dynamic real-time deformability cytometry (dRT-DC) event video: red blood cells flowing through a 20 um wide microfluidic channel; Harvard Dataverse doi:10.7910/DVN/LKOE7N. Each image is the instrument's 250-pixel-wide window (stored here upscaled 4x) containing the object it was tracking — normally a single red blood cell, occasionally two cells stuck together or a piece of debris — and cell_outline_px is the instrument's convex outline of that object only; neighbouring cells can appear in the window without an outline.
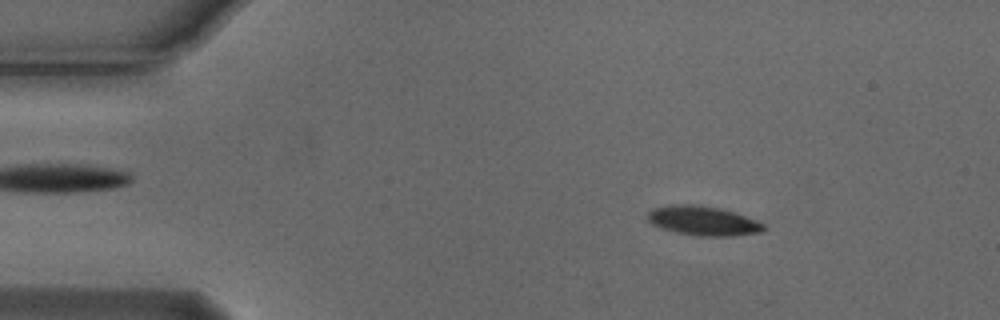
{"species": "Egyptian fruit bat (a non-hibernating species)", "species_latin": "Rousettus aegyptiacus", "temperature_condition": "cold", "stored_images_in_passage": 4, "camera_frame_rate_fps": 3000, "um_per_image_px": 0.085, "animal": {"sex": "male"}, "frame": {"image": 1, "passage_image": 2, "time_ms": 0.333, "image_size_px": [1000, 320], "cell_outline_px": [[764, 232], [732, 236], [700, 236], [676, 232], [660, 228], [652, 224], [648, 220], [648, 212], [652, 208], [668, 204], [696, 204], [720, 208], [736, 212], [764, 224]], "centroid_in_image_um": [59.74, 18.76], "position_along_channel_um": 25.3, "area_um2": 20.06}}